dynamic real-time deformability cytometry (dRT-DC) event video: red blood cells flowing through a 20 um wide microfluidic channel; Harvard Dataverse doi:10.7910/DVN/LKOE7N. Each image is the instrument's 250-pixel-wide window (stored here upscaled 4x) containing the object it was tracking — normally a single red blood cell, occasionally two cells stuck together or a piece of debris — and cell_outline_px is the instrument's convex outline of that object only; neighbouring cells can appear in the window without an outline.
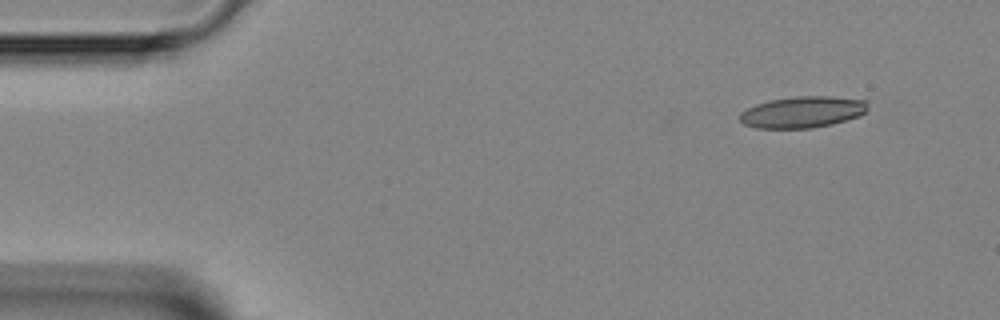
{"species": "Egyptian fruit bat (a non-hibernating species)", "species_latin": "Rousettus aegyptiacus", "temperature_condition": "room temperature", "stored_images_in_passage": 6, "camera_frame_rate_fps": 3000, "um_per_image_px": 0.085, "animal": {"sex": "female"}, "frame": {"image": 1, "passage_image": 1, "time_ms": 0.0, "image_size_px": [1000, 320], "cell_outline_px": [[868, 108], [860, 116], [832, 124], [812, 128], [756, 128], [744, 124], [740, 120], [740, 112], [756, 104], [768, 100], [796, 96], [828, 96], [868, 100]], "centroid_in_image_um": [68.23, 9.52], "position_along_channel_um": 16.8, "area_um2": 23.52}}
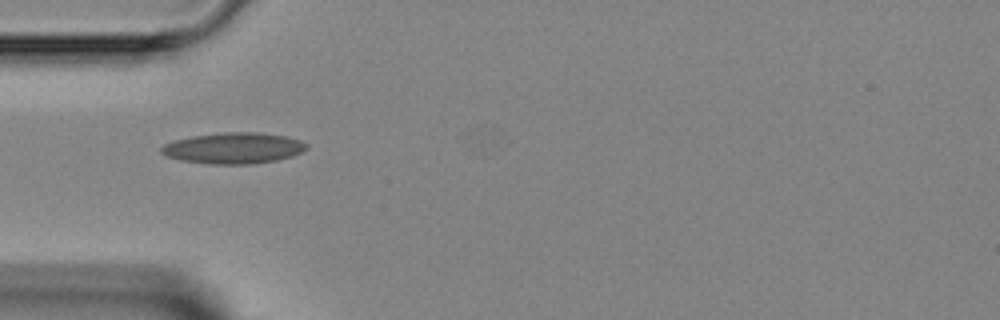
{"frame": {"image": 2, "passage_image": 4, "time_ms": 3.333, "image_size_px": [1000, 320], "cell_outline_px": [[308, 148], [292, 156], [276, 160], [252, 164], [212, 164], [180, 160], [164, 156], [160, 152], [160, 148], [164, 144], [176, 140], [192, 136], [224, 132], [256, 132], [284, 136], [300, 140], [308, 144]], "centroid_in_image_um": [19.83, 12.59], "position_along_channel_um": 65.2, "area_um2": 26.24}}
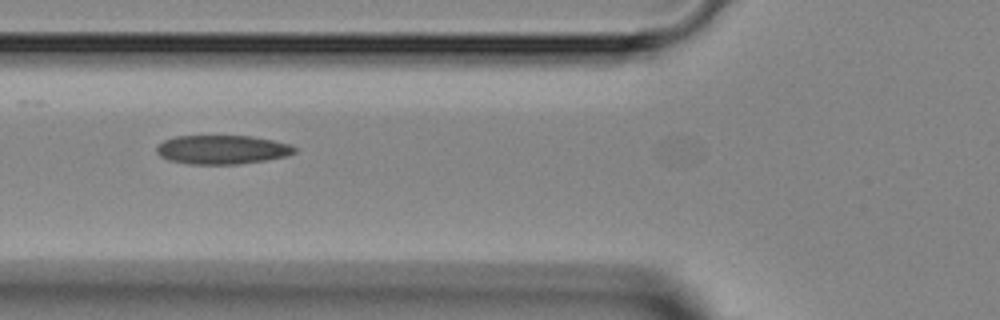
{"frame": {"image": 3, "passage_image": 5, "time_ms": 4.333, "image_size_px": [1000, 320], "cell_outline_px": [[296, 152], [288, 156], [240, 164], [188, 164], [168, 160], [160, 156], [156, 152], [156, 148], [164, 140], [176, 136], [252, 136], [292, 144], [296, 148]], "centroid_in_image_um": [18.9, 12.72], "position_along_channel_um": 106.9, "area_um2": 23.35}}